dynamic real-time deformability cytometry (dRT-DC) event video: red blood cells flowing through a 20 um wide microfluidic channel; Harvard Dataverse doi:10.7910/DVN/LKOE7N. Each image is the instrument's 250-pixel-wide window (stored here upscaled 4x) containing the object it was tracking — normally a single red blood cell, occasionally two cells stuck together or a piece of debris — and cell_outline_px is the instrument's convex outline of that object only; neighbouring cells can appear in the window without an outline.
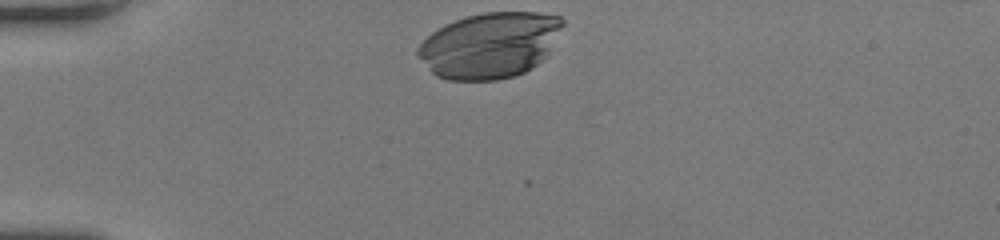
{"species": "human", "species_latin": "Homo sapiens", "temperature_condition": "room temperature", "stored_images_in_passage": 29, "camera_frame_rate_fps": 3000, "um_per_image_px": 0.085, "donor": {"sex": "female"}, "frame": {"image": 1, "passage_image": 1, "time_ms": 0.0, "image_size_px": [1000, 240], "cell_outline_px": [[564, 24], [544, 56], [532, 68], [516, 76], [496, 80], [448, 80], [436, 76], [416, 56], [416, 48], [432, 32], [444, 24], [468, 16], [484, 12], [536, 12], [560, 16], [564, 20]], "centroid_in_image_um": [41.59, 3.84], "position_along_channel_um": 43.4, "area_um2": 55.2}}
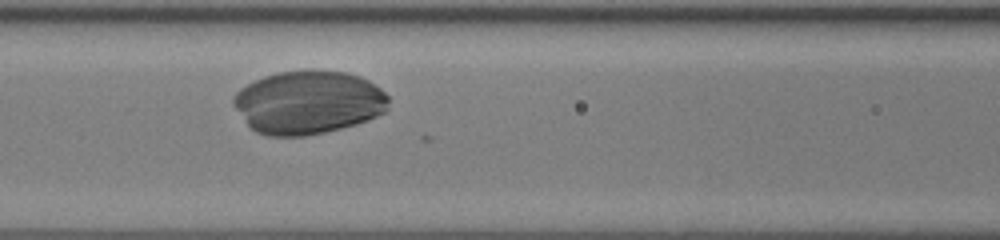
{"frame": {"image": 2, "passage_image": 11, "time_ms": 3.333, "image_size_px": [1000, 240], "cell_outline_px": [[388, 112], [368, 120], [356, 124], [324, 132], [304, 136], [268, 136], [256, 132], [248, 124], [232, 104], [232, 96], [240, 88], [264, 76], [280, 72], [344, 72], [360, 76], [368, 80], [380, 88], [388, 96]], "centroid_in_image_um": [26.22, 8.73], "position_along_channel_um": 140.4, "area_um2": 56.82}}
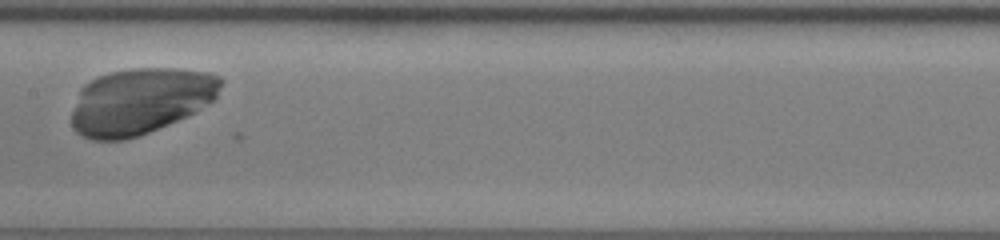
{"frame": {"image": 3, "passage_image": 15, "time_ms": 4.667, "image_size_px": [1000, 240], "cell_outline_px": [[224, 80], [216, 96], [212, 100], [196, 112], [168, 124], [148, 132], [124, 140], [92, 140], [76, 132], [72, 128], [72, 112], [80, 88], [84, 84], [96, 76], [112, 72], [132, 68], [172, 68], [208, 72], [220, 76]], "centroid_in_image_um": [11.92, 8.58], "position_along_channel_um": 195.5, "area_um2": 57.57}}